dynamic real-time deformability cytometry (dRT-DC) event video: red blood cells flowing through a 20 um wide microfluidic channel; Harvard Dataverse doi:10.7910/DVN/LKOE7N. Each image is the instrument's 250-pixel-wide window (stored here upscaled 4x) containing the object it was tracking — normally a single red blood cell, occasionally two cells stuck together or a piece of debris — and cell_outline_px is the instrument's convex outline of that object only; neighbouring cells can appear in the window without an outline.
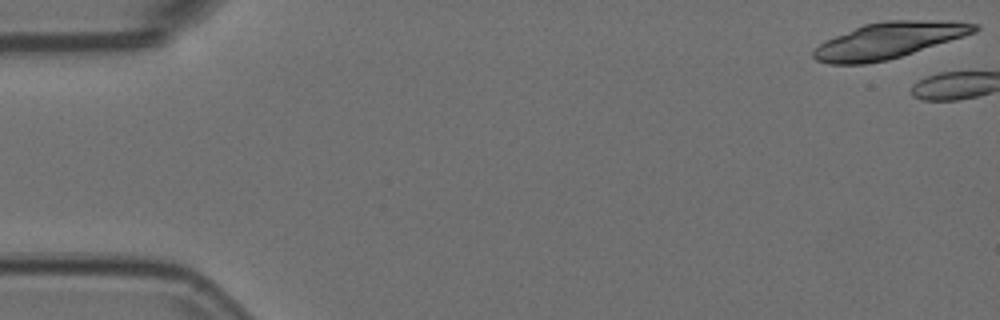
{"species": "Egyptian fruit bat (a non-hibernating species)", "species_latin": "Rousettus aegyptiacus", "temperature_condition": "room temperature", "stored_images_in_passage": 8, "segment_of_instrument_passage": [1, 2], "camera_frame_rate_fps": 3000, "um_per_image_px": 0.085, "animal": {"sex": "female"}, "frame": {"image": 1, "passage_image": 1, "time_ms": 0.0, "image_size_px": [1000, 320], "cell_outline_px": [[980, 28], [976, 32], [964, 36], [888, 60], [864, 64], [828, 64], [816, 60], [812, 56], [812, 52], [824, 40], [864, 24], [888, 20], [928, 20], [980, 24]], "centroid_in_image_um": [75.51, 3.44], "position_along_channel_um": 9.5, "area_um2": 33.52}}